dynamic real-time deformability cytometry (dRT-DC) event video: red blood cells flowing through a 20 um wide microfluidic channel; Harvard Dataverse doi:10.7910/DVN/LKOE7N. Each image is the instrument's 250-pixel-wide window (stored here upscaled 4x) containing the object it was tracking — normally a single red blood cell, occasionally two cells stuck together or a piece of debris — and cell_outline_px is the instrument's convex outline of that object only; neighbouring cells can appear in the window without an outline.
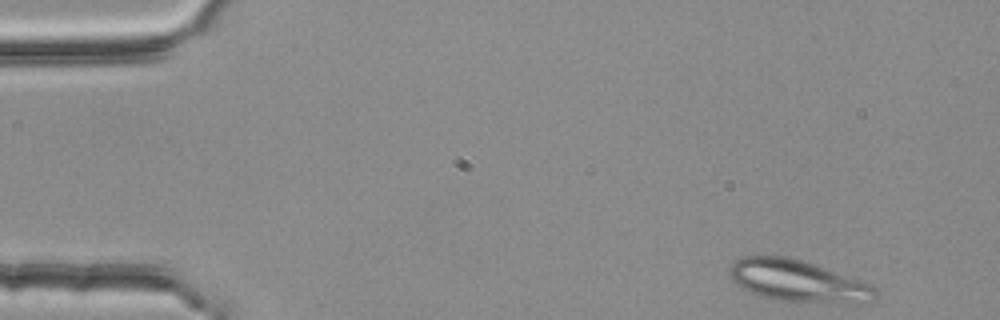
{"species": "common noctule bat (a hibernating species)", "species_latin": "Nyctalus noctula", "temperature_condition": "room temperature", "stored_images_in_passage": 4, "camera_frame_rate_fps": 3000, "um_per_image_px": 0.085, "animal": {"sex": "female", "body_mass_g": 25.1}, "frame": {"image": 1, "passage_image": 1, "time_ms": 0.0, "image_size_px": [1000, 320], "cell_outline_px": [[876, 296], [868, 304], [860, 304], [776, 300], [760, 296], [748, 292], [740, 288], [732, 280], [728, 268], [736, 260], [744, 256], [788, 256], [804, 260], [872, 284], [876, 288]], "centroid_in_image_um": [67.84, 23.89], "position_along_channel_um": 17.2, "area_um2": 35.95}}